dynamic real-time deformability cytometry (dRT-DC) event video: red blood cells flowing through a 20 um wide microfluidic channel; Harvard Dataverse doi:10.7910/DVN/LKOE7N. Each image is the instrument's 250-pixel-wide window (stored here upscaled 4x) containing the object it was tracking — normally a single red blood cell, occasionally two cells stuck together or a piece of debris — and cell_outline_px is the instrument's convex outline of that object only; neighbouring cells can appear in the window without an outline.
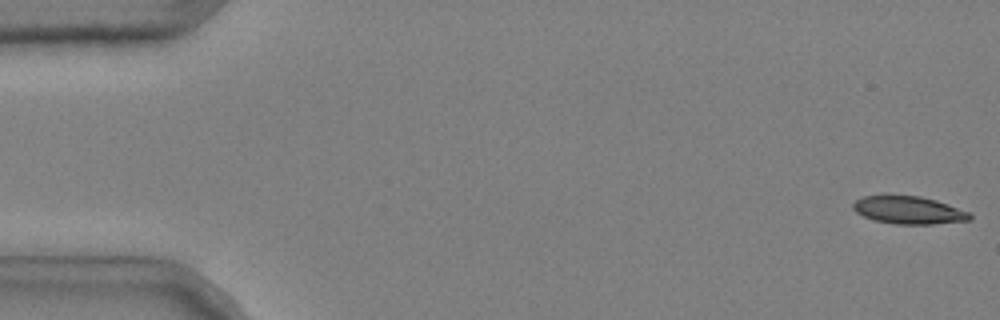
{"species": "common noctule bat (a hibernating species)", "species_latin": "Nyctalus noctula", "temperature_condition": "cold", "stored_images_in_passage": 52, "camera_frame_rate_fps": 3000, "um_per_image_px": 0.085, "animal": {"sex": "male", "body_mass_g": 20.4}, "frame": {"image": 1, "passage_image": 1, "time_ms": 0.0, "image_size_px": [1000, 320], "cell_outline_px": [[972, 220], [932, 224], [896, 224], [872, 220], [856, 212], [852, 208], [852, 204], [860, 196], [920, 196], [936, 200], [948, 204], [968, 212], [972, 216]], "centroid_in_image_um": [77.22, 17.87], "position_along_channel_um": 7.8, "area_um2": 18.79}}
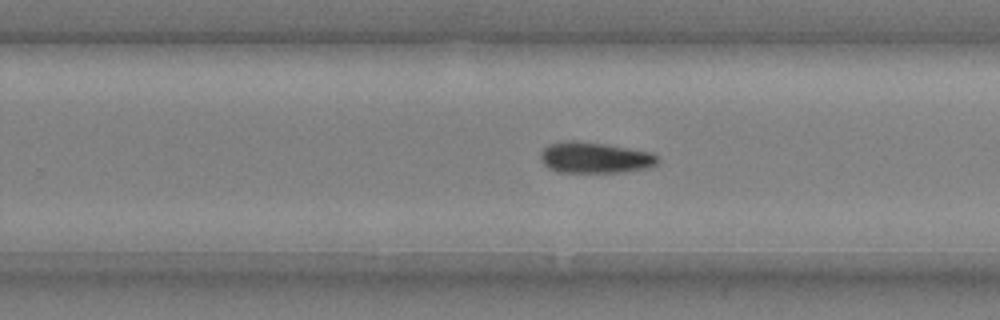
{"frame": {"image": 2, "passage_image": 34, "time_ms": 11.0, "image_size_px": [1000, 320], "cell_outline_px": [[660, 160], [656, 164], [648, 168], [620, 172], [556, 172], [548, 168], [544, 164], [540, 156], [540, 152], [548, 144], [572, 140], [604, 144], [652, 152], [660, 156]], "centroid_in_image_um": [50.58, 13.4], "position_along_channel_um": 279.2, "area_um2": 21.21}}
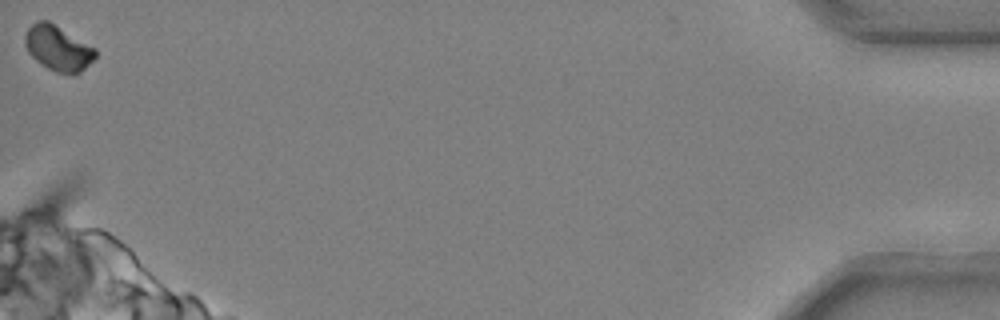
{"frame": {"image": 3, "passage_image": 52, "time_ms": 17.0, "image_size_px": [1000, 320], "cell_outline_px": [[96, 56], [80, 72], [72, 76], [56, 72], [48, 68], [36, 60], [28, 52], [24, 44], [24, 36], [28, 28], [36, 20], [48, 20], [96, 48]], "centroid_in_image_um": [4.92, 4.09], "position_along_channel_um": 430.3, "area_um2": 18.61}, "authors_computed_cell_mechanics": {"area_um2": 20.0566, "velocity_mm_per_s": 3.7026, "shape_relaxation_time_tau1_ms": 6.9415, "shape_relaxation_time_tau2_ms": null, "deformation_change_tau1": 0.1598, "deformation_change_tau2": null}}